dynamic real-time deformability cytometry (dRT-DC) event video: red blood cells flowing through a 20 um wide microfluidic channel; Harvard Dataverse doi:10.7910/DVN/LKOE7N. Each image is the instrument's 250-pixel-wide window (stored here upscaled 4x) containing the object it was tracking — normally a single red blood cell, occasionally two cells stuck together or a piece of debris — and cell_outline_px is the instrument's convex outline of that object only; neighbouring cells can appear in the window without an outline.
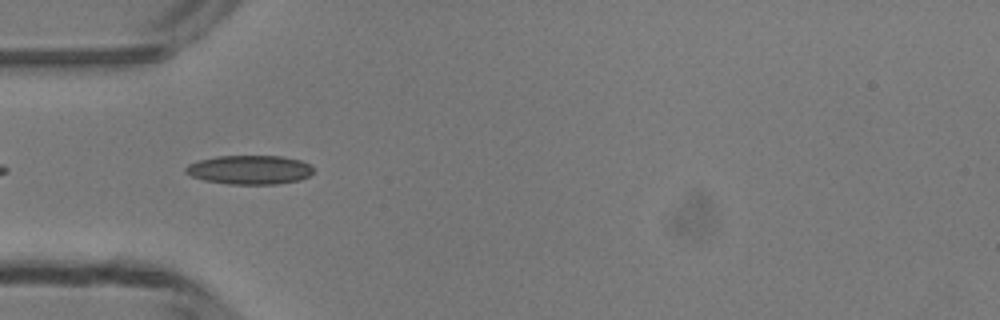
{"species": "common noctule bat (a hibernating species)", "species_latin": "Nyctalus noctula", "temperature_condition": "room temperature", "stored_images_in_passage": 22, "camera_frame_rate_fps": 3000, "um_per_image_px": 0.085, "animal": {"sex": "male", "body_mass_g": 13.3}, "frame": {"image": 1, "passage_image": 2, "time_ms": 0.333, "image_size_px": [1000, 320], "cell_outline_px": [[312, 172], [308, 176], [300, 180], [276, 184], [228, 184], [204, 180], [192, 176], [184, 172], [184, 168], [188, 164], [200, 160], [216, 156], [280, 156], [300, 160], [308, 164], [312, 168]], "centroid_in_image_um": [21.18, 14.43], "position_along_channel_um": 63.8, "area_um2": 21.5}}
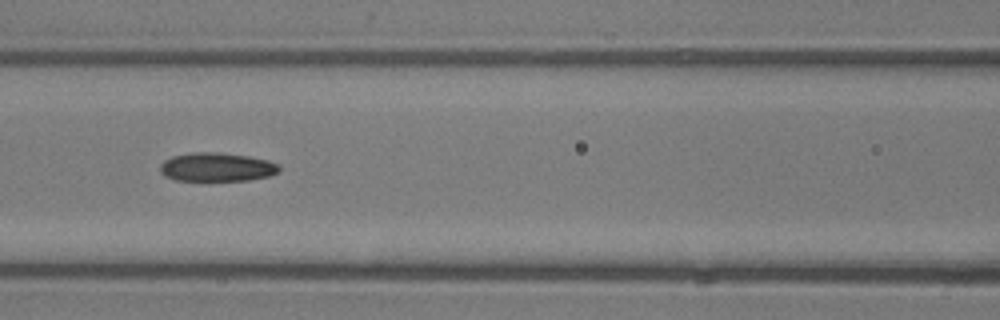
{"frame": {"image": 2, "passage_image": 8, "time_ms": 2.333, "image_size_px": [1000, 320], "cell_outline_px": [[280, 172], [268, 176], [248, 180], [176, 180], [164, 176], [160, 172], [160, 164], [164, 160], [172, 156], [192, 152], [220, 152], [248, 156], [268, 160], [280, 164]], "centroid_in_image_um": [18.43, 14.19], "position_along_channel_um": 148.2, "area_um2": 20.06}}
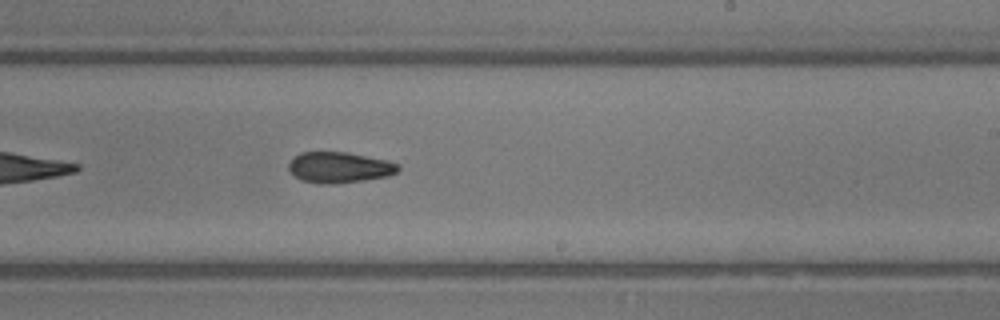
{"frame": {"image": 3, "passage_image": 16, "time_ms": 5.0, "image_size_px": [1000, 320], "cell_outline_px": [[400, 168], [396, 172], [388, 176], [364, 180], [332, 184], [316, 184], [300, 180], [288, 168], [288, 164], [300, 152], [348, 152], [388, 160], [396, 164]], "centroid_in_image_um": [28.84, 14.23], "position_along_channel_um": 260.2, "area_um2": 19.65}}